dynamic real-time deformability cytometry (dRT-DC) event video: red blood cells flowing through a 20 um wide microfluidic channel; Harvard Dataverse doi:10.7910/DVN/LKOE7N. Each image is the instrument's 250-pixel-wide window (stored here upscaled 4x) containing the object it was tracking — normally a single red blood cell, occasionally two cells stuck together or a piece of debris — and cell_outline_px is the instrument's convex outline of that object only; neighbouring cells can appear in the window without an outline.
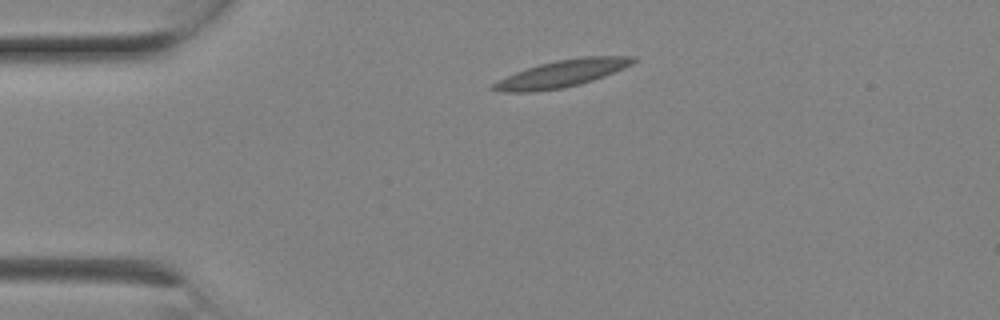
{"species": "Egyptian fruit bat (a non-hibernating species)", "species_latin": "Rousettus aegyptiacus", "temperature_condition": "room temperature", "stored_images_in_passage": 3, "camera_frame_rate_fps": 3000, "um_per_image_px": 0.085, "animal": {"sex": "female"}, "frame": {"image": 1, "passage_image": 1, "time_ms": 0.0, "image_size_px": [1000, 320], "cell_outline_px": [[636, 60], [632, 64], [624, 68], [604, 76], [580, 84], [564, 88], [536, 92], [504, 92], [488, 88], [492, 84], [516, 72], [540, 64], [556, 60], [580, 56], [636, 56]], "centroid_in_image_um": [47.78, 6.25], "position_along_channel_um": 37.2, "area_um2": 22.02}}